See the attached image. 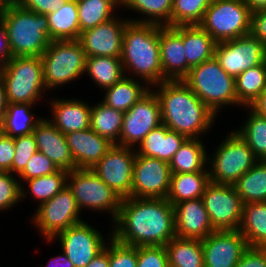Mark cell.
<instances>
[{"instance_id": "obj_38", "label": "cell", "mask_w": 266, "mask_h": 267, "mask_svg": "<svg viewBox=\"0 0 266 267\" xmlns=\"http://www.w3.org/2000/svg\"><path fill=\"white\" fill-rule=\"evenodd\" d=\"M67 170L59 169L57 172L51 175H45L37 178H32L20 182L28 186V190L25 187H21V201H23L26 196L31 195L35 200L39 201V205L47 202L57 193H59L67 185ZM28 193H27V192ZM27 194V195H26Z\"/></svg>"}, {"instance_id": "obj_17", "label": "cell", "mask_w": 266, "mask_h": 267, "mask_svg": "<svg viewBox=\"0 0 266 267\" xmlns=\"http://www.w3.org/2000/svg\"><path fill=\"white\" fill-rule=\"evenodd\" d=\"M170 181L171 170L168 162L142 156L136 152L131 197L167 198Z\"/></svg>"}, {"instance_id": "obj_41", "label": "cell", "mask_w": 266, "mask_h": 267, "mask_svg": "<svg viewBox=\"0 0 266 267\" xmlns=\"http://www.w3.org/2000/svg\"><path fill=\"white\" fill-rule=\"evenodd\" d=\"M81 32L115 17L118 6L112 0H76Z\"/></svg>"}, {"instance_id": "obj_18", "label": "cell", "mask_w": 266, "mask_h": 267, "mask_svg": "<svg viewBox=\"0 0 266 267\" xmlns=\"http://www.w3.org/2000/svg\"><path fill=\"white\" fill-rule=\"evenodd\" d=\"M130 19L114 17L94 28L81 32L79 42L87 57H121L123 34Z\"/></svg>"}, {"instance_id": "obj_36", "label": "cell", "mask_w": 266, "mask_h": 267, "mask_svg": "<svg viewBox=\"0 0 266 267\" xmlns=\"http://www.w3.org/2000/svg\"><path fill=\"white\" fill-rule=\"evenodd\" d=\"M234 187L243 204L266 201V160H258Z\"/></svg>"}, {"instance_id": "obj_61", "label": "cell", "mask_w": 266, "mask_h": 267, "mask_svg": "<svg viewBox=\"0 0 266 267\" xmlns=\"http://www.w3.org/2000/svg\"><path fill=\"white\" fill-rule=\"evenodd\" d=\"M2 67H3V64L0 63V78H1Z\"/></svg>"}, {"instance_id": "obj_55", "label": "cell", "mask_w": 266, "mask_h": 267, "mask_svg": "<svg viewBox=\"0 0 266 267\" xmlns=\"http://www.w3.org/2000/svg\"><path fill=\"white\" fill-rule=\"evenodd\" d=\"M60 254L61 255L53 256L52 259H49L47 267H74L63 251H61Z\"/></svg>"}, {"instance_id": "obj_26", "label": "cell", "mask_w": 266, "mask_h": 267, "mask_svg": "<svg viewBox=\"0 0 266 267\" xmlns=\"http://www.w3.org/2000/svg\"><path fill=\"white\" fill-rule=\"evenodd\" d=\"M186 139L184 135L169 130L164 124H161L151 130L135 149L139 155L169 163Z\"/></svg>"}, {"instance_id": "obj_34", "label": "cell", "mask_w": 266, "mask_h": 267, "mask_svg": "<svg viewBox=\"0 0 266 267\" xmlns=\"http://www.w3.org/2000/svg\"><path fill=\"white\" fill-rule=\"evenodd\" d=\"M86 73L94 85L103 90L113 86L125 76L120 57L109 56L87 57L85 75Z\"/></svg>"}, {"instance_id": "obj_57", "label": "cell", "mask_w": 266, "mask_h": 267, "mask_svg": "<svg viewBox=\"0 0 266 267\" xmlns=\"http://www.w3.org/2000/svg\"><path fill=\"white\" fill-rule=\"evenodd\" d=\"M253 13L255 11L266 10V0H243Z\"/></svg>"}, {"instance_id": "obj_46", "label": "cell", "mask_w": 266, "mask_h": 267, "mask_svg": "<svg viewBox=\"0 0 266 267\" xmlns=\"http://www.w3.org/2000/svg\"><path fill=\"white\" fill-rule=\"evenodd\" d=\"M14 144L15 154L12 161V174L17 176L38 149L33 133L14 138Z\"/></svg>"}, {"instance_id": "obj_40", "label": "cell", "mask_w": 266, "mask_h": 267, "mask_svg": "<svg viewBox=\"0 0 266 267\" xmlns=\"http://www.w3.org/2000/svg\"><path fill=\"white\" fill-rule=\"evenodd\" d=\"M248 118L234 131L248 144L258 160H266V117L254 112L249 106Z\"/></svg>"}, {"instance_id": "obj_6", "label": "cell", "mask_w": 266, "mask_h": 267, "mask_svg": "<svg viewBox=\"0 0 266 267\" xmlns=\"http://www.w3.org/2000/svg\"><path fill=\"white\" fill-rule=\"evenodd\" d=\"M47 90L69 84L85 74L87 55L79 40H53L40 56Z\"/></svg>"}, {"instance_id": "obj_11", "label": "cell", "mask_w": 266, "mask_h": 267, "mask_svg": "<svg viewBox=\"0 0 266 267\" xmlns=\"http://www.w3.org/2000/svg\"><path fill=\"white\" fill-rule=\"evenodd\" d=\"M80 213L75 197L66 185L50 200L38 205L31 221L45 240H51L61 231L82 222Z\"/></svg>"}, {"instance_id": "obj_5", "label": "cell", "mask_w": 266, "mask_h": 267, "mask_svg": "<svg viewBox=\"0 0 266 267\" xmlns=\"http://www.w3.org/2000/svg\"><path fill=\"white\" fill-rule=\"evenodd\" d=\"M183 81L216 117L223 106L243 108L237 101L235 78L223 70L215 56L192 67Z\"/></svg>"}, {"instance_id": "obj_58", "label": "cell", "mask_w": 266, "mask_h": 267, "mask_svg": "<svg viewBox=\"0 0 266 267\" xmlns=\"http://www.w3.org/2000/svg\"><path fill=\"white\" fill-rule=\"evenodd\" d=\"M11 0H0V15L8 7Z\"/></svg>"}, {"instance_id": "obj_9", "label": "cell", "mask_w": 266, "mask_h": 267, "mask_svg": "<svg viewBox=\"0 0 266 267\" xmlns=\"http://www.w3.org/2000/svg\"><path fill=\"white\" fill-rule=\"evenodd\" d=\"M251 15L243 0H212L199 25L218 43L250 34Z\"/></svg>"}, {"instance_id": "obj_59", "label": "cell", "mask_w": 266, "mask_h": 267, "mask_svg": "<svg viewBox=\"0 0 266 267\" xmlns=\"http://www.w3.org/2000/svg\"><path fill=\"white\" fill-rule=\"evenodd\" d=\"M4 134L3 117L0 116V137Z\"/></svg>"}, {"instance_id": "obj_52", "label": "cell", "mask_w": 266, "mask_h": 267, "mask_svg": "<svg viewBox=\"0 0 266 267\" xmlns=\"http://www.w3.org/2000/svg\"><path fill=\"white\" fill-rule=\"evenodd\" d=\"M11 57L4 23L0 17V63H6Z\"/></svg>"}, {"instance_id": "obj_2", "label": "cell", "mask_w": 266, "mask_h": 267, "mask_svg": "<svg viewBox=\"0 0 266 267\" xmlns=\"http://www.w3.org/2000/svg\"><path fill=\"white\" fill-rule=\"evenodd\" d=\"M153 88H157L154 92L160 102L162 124L169 130L199 139L210 131L215 114L183 80L163 81Z\"/></svg>"}, {"instance_id": "obj_4", "label": "cell", "mask_w": 266, "mask_h": 267, "mask_svg": "<svg viewBox=\"0 0 266 267\" xmlns=\"http://www.w3.org/2000/svg\"><path fill=\"white\" fill-rule=\"evenodd\" d=\"M12 57H40L50 44L47 15L22 7L15 0L0 15Z\"/></svg>"}, {"instance_id": "obj_50", "label": "cell", "mask_w": 266, "mask_h": 267, "mask_svg": "<svg viewBox=\"0 0 266 267\" xmlns=\"http://www.w3.org/2000/svg\"><path fill=\"white\" fill-rule=\"evenodd\" d=\"M15 154L14 138L3 134L0 137V170L12 173V161Z\"/></svg>"}, {"instance_id": "obj_27", "label": "cell", "mask_w": 266, "mask_h": 267, "mask_svg": "<svg viewBox=\"0 0 266 267\" xmlns=\"http://www.w3.org/2000/svg\"><path fill=\"white\" fill-rule=\"evenodd\" d=\"M205 149L201 138H187L169 162L171 173L208 172Z\"/></svg>"}, {"instance_id": "obj_31", "label": "cell", "mask_w": 266, "mask_h": 267, "mask_svg": "<svg viewBox=\"0 0 266 267\" xmlns=\"http://www.w3.org/2000/svg\"><path fill=\"white\" fill-rule=\"evenodd\" d=\"M49 39L78 40L80 26L76 0H68L59 10L47 14Z\"/></svg>"}, {"instance_id": "obj_30", "label": "cell", "mask_w": 266, "mask_h": 267, "mask_svg": "<svg viewBox=\"0 0 266 267\" xmlns=\"http://www.w3.org/2000/svg\"><path fill=\"white\" fill-rule=\"evenodd\" d=\"M238 231L250 247L266 246V201L243 204Z\"/></svg>"}, {"instance_id": "obj_43", "label": "cell", "mask_w": 266, "mask_h": 267, "mask_svg": "<svg viewBox=\"0 0 266 267\" xmlns=\"http://www.w3.org/2000/svg\"><path fill=\"white\" fill-rule=\"evenodd\" d=\"M109 267H137V247L123 244L109 234Z\"/></svg>"}, {"instance_id": "obj_25", "label": "cell", "mask_w": 266, "mask_h": 267, "mask_svg": "<svg viewBox=\"0 0 266 267\" xmlns=\"http://www.w3.org/2000/svg\"><path fill=\"white\" fill-rule=\"evenodd\" d=\"M183 39L187 65L192 68L215 55L217 42L200 25L172 27Z\"/></svg>"}, {"instance_id": "obj_19", "label": "cell", "mask_w": 266, "mask_h": 267, "mask_svg": "<svg viewBox=\"0 0 266 267\" xmlns=\"http://www.w3.org/2000/svg\"><path fill=\"white\" fill-rule=\"evenodd\" d=\"M201 242L204 267H236L248 247L244 236L238 230L213 231Z\"/></svg>"}, {"instance_id": "obj_12", "label": "cell", "mask_w": 266, "mask_h": 267, "mask_svg": "<svg viewBox=\"0 0 266 267\" xmlns=\"http://www.w3.org/2000/svg\"><path fill=\"white\" fill-rule=\"evenodd\" d=\"M162 124L161 106L154 89H150L123 115L118 146L138 147L144 137Z\"/></svg>"}, {"instance_id": "obj_51", "label": "cell", "mask_w": 266, "mask_h": 267, "mask_svg": "<svg viewBox=\"0 0 266 267\" xmlns=\"http://www.w3.org/2000/svg\"><path fill=\"white\" fill-rule=\"evenodd\" d=\"M250 34L266 47V10L252 13Z\"/></svg>"}, {"instance_id": "obj_28", "label": "cell", "mask_w": 266, "mask_h": 267, "mask_svg": "<svg viewBox=\"0 0 266 267\" xmlns=\"http://www.w3.org/2000/svg\"><path fill=\"white\" fill-rule=\"evenodd\" d=\"M150 89L145 83L132 79V77L124 76L113 86L104 90L105 95L101 102L108 107L125 113Z\"/></svg>"}, {"instance_id": "obj_35", "label": "cell", "mask_w": 266, "mask_h": 267, "mask_svg": "<svg viewBox=\"0 0 266 267\" xmlns=\"http://www.w3.org/2000/svg\"><path fill=\"white\" fill-rule=\"evenodd\" d=\"M35 104L9 103L3 117L4 134L12 138L32 134L42 117L34 116Z\"/></svg>"}, {"instance_id": "obj_16", "label": "cell", "mask_w": 266, "mask_h": 267, "mask_svg": "<svg viewBox=\"0 0 266 267\" xmlns=\"http://www.w3.org/2000/svg\"><path fill=\"white\" fill-rule=\"evenodd\" d=\"M136 149L113 145L91 168L122 199L131 197Z\"/></svg>"}, {"instance_id": "obj_8", "label": "cell", "mask_w": 266, "mask_h": 267, "mask_svg": "<svg viewBox=\"0 0 266 267\" xmlns=\"http://www.w3.org/2000/svg\"><path fill=\"white\" fill-rule=\"evenodd\" d=\"M227 136V137H226ZM207 155L210 182L234 185L258 161L248 144L233 130Z\"/></svg>"}, {"instance_id": "obj_49", "label": "cell", "mask_w": 266, "mask_h": 267, "mask_svg": "<svg viewBox=\"0 0 266 267\" xmlns=\"http://www.w3.org/2000/svg\"><path fill=\"white\" fill-rule=\"evenodd\" d=\"M236 267H266V249L248 246Z\"/></svg>"}, {"instance_id": "obj_1", "label": "cell", "mask_w": 266, "mask_h": 267, "mask_svg": "<svg viewBox=\"0 0 266 267\" xmlns=\"http://www.w3.org/2000/svg\"><path fill=\"white\" fill-rule=\"evenodd\" d=\"M113 225L112 237L130 246H165L176 237L174 208L166 198L122 199Z\"/></svg>"}, {"instance_id": "obj_20", "label": "cell", "mask_w": 266, "mask_h": 267, "mask_svg": "<svg viewBox=\"0 0 266 267\" xmlns=\"http://www.w3.org/2000/svg\"><path fill=\"white\" fill-rule=\"evenodd\" d=\"M162 82L184 80L191 68L187 65L182 37L168 26H159Z\"/></svg>"}, {"instance_id": "obj_39", "label": "cell", "mask_w": 266, "mask_h": 267, "mask_svg": "<svg viewBox=\"0 0 266 267\" xmlns=\"http://www.w3.org/2000/svg\"><path fill=\"white\" fill-rule=\"evenodd\" d=\"M266 88V61L251 67L235 78L237 101L250 106Z\"/></svg>"}, {"instance_id": "obj_7", "label": "cell", "mask_w": 266, "mask_h": 267, "mask_svg": "<svg viewBox=\"0 0 266 267\" xmlns=\"http://www.w3.org/2000/svg\"><path fill=\"white\" fill-rule=\"evenodd\" d=\"M1 78L9 103L36 104L47 90L41 57H11L3 64Z\"/></svg>"}, {"instance_id": "obj_22", "label": "cell", "mask_w": 266, "mask_h": 267, "mask_svg": "<svg viewBox=\"0 0 266 267\" xmlns=\"http://www.w3.org/2000/svg\"><path fill=\"white\" fill-rule=\"evenodd\" d=\"M33 135L39 152L46 155L59 169L72 171L76 169L66 137L47 118L36 124Z\"/></svg>"}, {"instance_id": "obj_15", "label": "cell", "mask_w": 266, "mask_h": 267, "mask_svg": "<svg viewBox=\"0 0 266 267\" xmlns=\"http://www.w3.org/2000/svg\"><path fill=\"white\" fill-rule=\"evenodd\" d=\"M54 240L60 241L61 250L74 267H86L106 245V238L103 234L84 220L46 241L51 243Z\"/></svg>"}, {"instance_id": "obj_24", "label": "cell", "mask_w": 266, "mask_h": 267, "mask_svg": "<svg viewBox=\"0 0 266 267\" xmlns=\"http://www.w3.org/2000/svg\"><path fill=\"white\" fill-rule=\"evenodd\" d=\"M58 99V100H57ZM53 99L49 101L52 119L47 118L61 133L82 131L90 128L91 107L77 99Z\"/></svg>"}, {"instance_id": "obj_44", "label": "cell", "mask_w": 266, "mask_h": 267, "mask_svg": "<svg viewBox=\"0 0 266 267\" xmlns=\"http://www.w3.org/2000/svg\"><path fill=\"white\" fill-rule=\"evenodd\" d=\"M11 172H0V211H8L21 202V184Z\"/></svg>"}, {"instance_id": "obj_14", "label": "cell", "mask_w": 266, "mask_h": 267, "mask_svg": "<svg viewBox=\"0 0 266 267\" xmlns=\"http://www.w3.org/2000/svg\"><path fill=\"white\" fill-rule=\"evenodd\" d=\"M215 58L223 70L236 78L247 69L266 61V47L251 34L218 42Z\"/></svg>"}, {"instance_id": "obj_54", "label": "cell", "mask_w": 266, "mask_h": 267, "mask_svg": "<svg viewBox=\"0 0 266 267\" xmlns=\"http://www.w3.org/2000/svg\"><path fill=\"white\" fill-rule=\"evenodd\" d=\"M249 107L257 114L266 117V88Z\"/></svg>"}, {"instance_id": "obj_60", "label": "cell", "mask_w": 266, "mask_h": 267, "mask_svg": "<svg viewBox=\"0 0 266 267\" xmlns=\"http://www.w3.org/2000/svg\"><path fill=\"white\" fill-rule=\"evenodd\" d=\"M112 1L121 9L124 0H112Z\"/></svg>"}, {"instance_id": "obj_10", "label": "cell", "mask_w": 266, "mask_h": 267, "mask_svg": "<svg viewBox=\"0 0 266 267\" xmlns=\"http://www.w3.org/2000/svg\"><path fill=\"white\" fill-rule=\"evenodd\" d=\"M67 186L72 191L78 209L83 208L111 214L113 223L119 213L122 198L91 169L68 172Z\"/></svg>"}, {"instance_id": "obj_45", "label": "cell", "mask_w": 266, "mask_h": 267, "mask_svg": "<svg viewBox=\"0 0 266 267\" xmlns=\"http://www.w3.org/2000/svg\"><path fill=\"white\" fill-rule=\"evenodd\" d=\"M59 170V167L46 155L37 151L28 160L25 168L17 175L24 182L32 178L51 175Z\"/></svg>"}, {"instance_id": "obj_29", "label": "cell", "mask_w": 266, "mask_h": 267, "mask_svg": "<svg viewBox=\"0 0 266 267\" xmlns=\"http://www.w3.org/2000/svg\"><path fill=\"white\" fill-rule=\"evenodd\" d=\"M210 183L208 172L171 173L167 200L172 204L201 198Z\"/></svg>"}, {"instance_id": "obj_3", "label": "cell", "mask_w": 266, "mask_h": 267, "mask_svg": "<svg viewBox=\"0 0 266 267\" xmlns=\"http://www.w3.org/2000/svg\"><path fill=\"white\" fill-rule=\"evenodd\" d=\"M120 59L125 76H132L150 88L161 83L159 25L129 21L123 34Z\"/></svg>"}, {"instance_id": "obj_42", "label": "cell", "mask_w": 266, "mask_h": 267, "mask_svg": "<svg viewBox=\"0 0 266 267\" xmlns=\"http://www.w3.org/2000/svg\"><path fill=\"white\" fill-rule=\"evenodd\" d=\"M212 0H172L171 27L199 25Z\"/></svg>"}, {"instance_id": "obj_33", "label": "cell", "mask_w": 266, "mask_h": 267, "mask_svg": "<svg viewBox=\"0 0 266 267\" xmlns=\"http://www.w3.org/2000/svg\"><path fill=\"white\" fill-rule=\"evenodd\" d=\"M124 113L108 107L103 102L93 104L90 114V128L114 145H118Z\"/></svg>"}, {"instance_id": "obj_21", "label": "cell", "mask_w": 266, "mask_h": 267, "mask_svg": "<svg viewBox=\"0 0 266 267\" xmlns=\"http://www.w3.org/2000/svg\"><path fill=\"white\" fill-rule=\"evenodd\" d=\"M173 208L176 237L202 240L215 231L201 198L177 203Z\"/></svg>"}, {"instance_id": "obj_23", "label": "cell", "mask_w": 266, "mask_h": 267, "mask_svg": "<svg viewBox=\"0 0 266 267\" xmlns=\"http://www.w3.org/2000/svg\"><path fill=\"white\" fill-rule=\"evenodd\" d=\"M76 169H91L114 145L91 128L65 134Z\"/></svg>"}, {"instance_id": "obj_56", "label": "cell", "mask_w": 266, "mask_h": 267, "mask_svg": "<svg viewBox=\"0 0 266 267\" xmlns=\"http://www.w3.org/2000/svg\"><path fill=\"white\" fill-rule=\"evenodd\" d=\"M9 102L7 99L6 88L4 81L0 78V116L4 117L5 111L7 109Z\"/></svg>"}, {"instance_id": "obj_48", "label": "cell", "mask_w": 266, "mask_h": 267, "mask_svg": "<svg viewBox=\"0 0 266 267\" xmlns=\"http://www.w3.org/2000/svg\"><path fill=\"white\" fill-rule=\"evenodd\" d=\"M22 7L37 14L47 15L59 10L68 0H15Z\"/></svg>"}, {"instance_id": "obj_37", "label": "cell", "mask_w": 266, "mask_h": 267, "mask_svg": "<svg viewBox=\"0 0 266 267\" xmlns=\"http://www.w3.org/2000/svg\"><path fill=\"white\" fill-rule=\"evenodd\" d=\"M122 7L145 15L143 19L131 17L132 22L171 27L172 0H124Z\"/></svg>"}, {"instance_id": "obj_13", "label": "cell", "mask_w": 266, "mask_h": 267, "mask_svg": "<svg viewBox=\"0 0 266 267\" xmlns=\"http://www.w3.org/2000/svg\"><path fill=\"white\" fill-rule=\"evenodd\" d=\"M201 199L215 231L239 229L242 221L243 202L234 185L210 182Z\"/></svg>"}, {"instance_id": "obj_47", "label": "cell", "mask_w": 266, "mask_h": 267, "mask_svg": "<svg viewBox=\"0 0 266 267\" xmlns=\"http://www.w3.org/2000/svg\"><path fill=\"white\" fill-rule=\"evenodd\" d=\"M137 267H169L165 246H138Z\"/></svg>"}, {"instance_id": "obj_32", "label": "cell", "mask_w": 266, "mask_h": 267, "mask_svg": "<svg viewBox=\"0 0 266 267\" xmlns=\"http://www.w3.org/2000/svg\"><path fill=\"white\" fill-rule=\"evenodd\" d=\"M165 248L169 267H204L201 239L174 237Z\"/></svg>"}, {"instance_id": "obj_53", "label": "cell", "mask_w": 266, "mask_h": 267, "mask_svg": "<svg viewBox=\"0 0 266 267\" xmlns=\"http://www.w3.org/2000/svg\"><path fill=\"white\" fill-rule=\"evenodd\" d=\"M86 267H109V242L106 243L104 249Z\"/></svg>"}]
</instances>
